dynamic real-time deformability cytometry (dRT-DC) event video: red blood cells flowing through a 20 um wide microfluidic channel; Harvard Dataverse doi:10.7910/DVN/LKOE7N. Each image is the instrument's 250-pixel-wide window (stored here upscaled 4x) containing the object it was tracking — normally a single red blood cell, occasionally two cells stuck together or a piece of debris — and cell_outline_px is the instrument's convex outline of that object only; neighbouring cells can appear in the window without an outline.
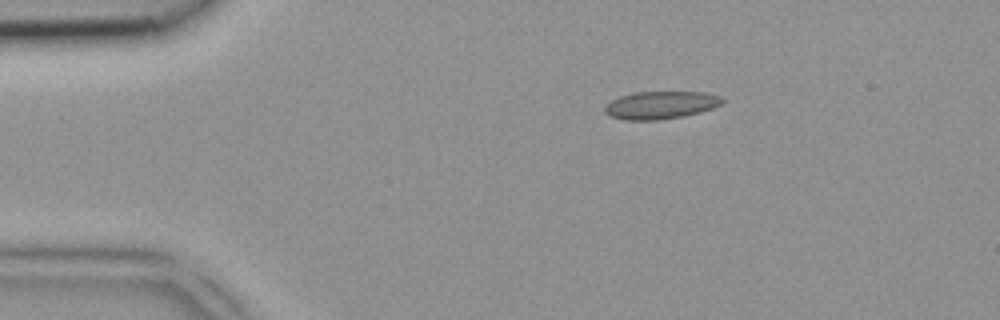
{"species": "common noctule bat (a hibernating species)", "species_latin": "Nyctalus noctula", "temperature_condition": "room temperature", "stored_images_in_passage": 3, "camera_frame_rate_fps": 3000, "um_per_image_px": 0.085, "animal": {"sex": "female", "body_mass_g": 18.4}, "frame": {"image": 1, "passage_image": 1, "time_ms": 0.0, "image_size_px": [1000, 320], "cell_outline_px": [[724, 100], [720, 104], [712, 108], [700, 112], [684, 116], [660, 120], [624, 120], [612, 116], [604, 112], [604, 104], [620, 96], [632, 92], [708, 92], [720, 96]], "centroid_in_image_um": [56.14, 8.93], "position_along_channel_um": 28.9, "area_um2": 19.07}}
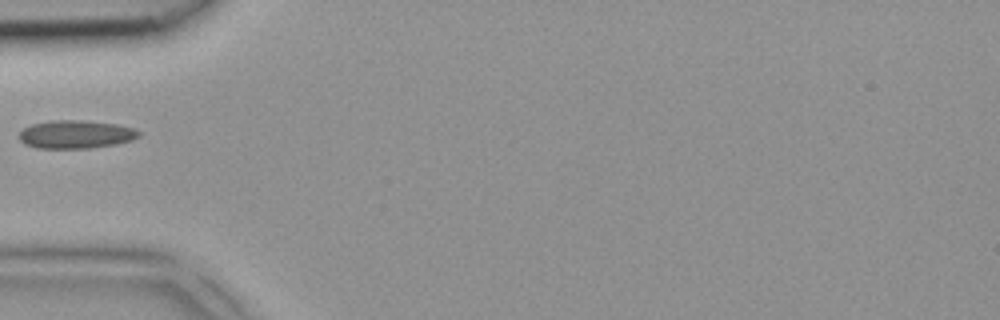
{"frame": {"image": 2, "passage_image": 3, "time_ms": 0.667, "image_size_px": [1000, 320], "cell_outline_px": [[140, 136], [132, 140], [116, 144], [92, 148], [36, 148], [24, 144], [16, 136], [24, 128], [32, 124], [52, 120], [80, 120], [116, 124], [136, 128], [140, 132]], "centroid_in_image_um": [6.44, 11.42], "position_along_channel_um": 78.6, "area_um2": 19.83}}